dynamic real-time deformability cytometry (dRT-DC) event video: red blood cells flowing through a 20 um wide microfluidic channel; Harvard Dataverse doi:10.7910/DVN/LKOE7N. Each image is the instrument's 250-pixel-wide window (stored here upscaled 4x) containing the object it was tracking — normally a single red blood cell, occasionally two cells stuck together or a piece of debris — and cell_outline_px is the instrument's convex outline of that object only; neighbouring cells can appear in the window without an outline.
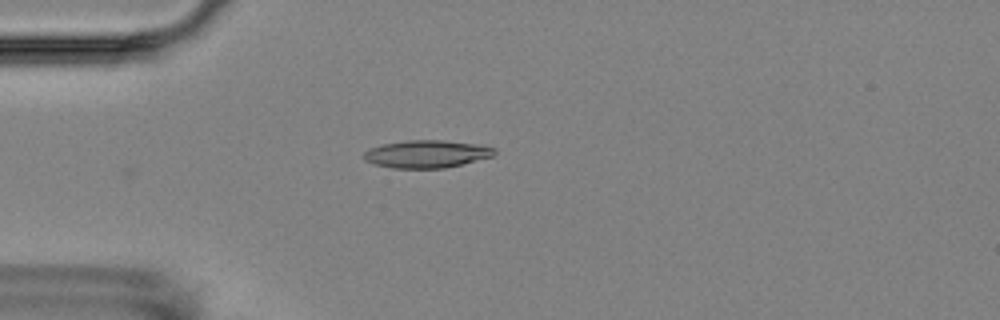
{"species": "Egyptian fruit bat (a non-hibernating species)", "species_latin": "Rousettus aegyptiacus", "temperature_condition": "room temperature", "stored_images_in_passage": 2, "camera_frame_rate_fps": 3000, "um_per_image_px": 0.085, "animal": {"sex": "female"}, "frame": {"image": 1, "passage_image": 2, "time_ms": 1.0, "image_size_px": [1000, 320], "cell_outline_px": [[496, 152], [492, 156], [444, 168], [392, 168], [376, 164], [364, 160], [364, 152], [380, 144], [408, 140], [444, 140], [476, 144], [496, 148]], "centroid_in_image_um": [36.25, 13.08], "position_along_channel_um": 48.7, "area_um2": 20.81}}